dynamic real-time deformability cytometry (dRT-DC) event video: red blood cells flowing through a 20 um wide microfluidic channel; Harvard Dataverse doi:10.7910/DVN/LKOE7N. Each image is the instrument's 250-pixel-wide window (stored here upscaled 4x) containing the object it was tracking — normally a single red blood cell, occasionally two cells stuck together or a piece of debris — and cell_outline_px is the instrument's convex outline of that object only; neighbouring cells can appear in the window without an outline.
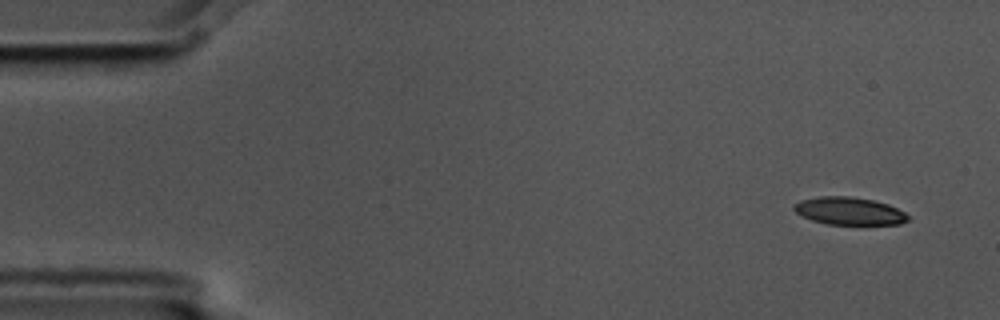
{"species": "common noctule bat (a hibernating species)", "species_latin": "Nyctalus noctula", "temperature_condition": "cold", "stored_images_in_passage": 5, "camera_frame_rate_fps": 3000, "um_per_image_px": 0.085, "animal": {"sex": "male", "body_mass_g": 17.5, "forearm_length_mm": 52.3}, "frame": {"image": 1, "passage_image": 1, "time_ms": 0.0, "image_size_px": [1000, 320], "cell_outline_px": [[908, 220], [900, 224], [828, 224], [812, 220], [796, 212], [792, 208], [792, 204], [800, 200], [820, 196], [848, 196], [872, 200], [888, 204], [904, 212], [908, 216]], "centroid_in_image_um": [72.15, 17.93], "position_along_channel_um": 12.9, "area_um2": 18.21}}
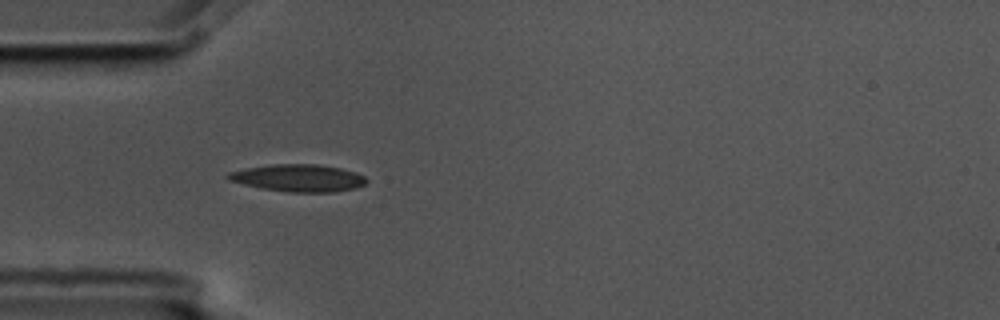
{"frame": {"image": 2, "passage_image": 4, "time_ms": 1.0, "image_size_px": [1000, 320], "cell_outline_px": [[368, 180], [364, 184], [356, 188], [332, 192], [288, 192], [260, 188], [228, 180], [224, 176], [228, 172], [244, 168], [272, 164], [316, 164], [340, 168], [356, 172], [364, 176]], "centroid_in_image_um": [25.33, 15.12], "position_along_channel_um": 59.7, "area_um2": 22.08}}